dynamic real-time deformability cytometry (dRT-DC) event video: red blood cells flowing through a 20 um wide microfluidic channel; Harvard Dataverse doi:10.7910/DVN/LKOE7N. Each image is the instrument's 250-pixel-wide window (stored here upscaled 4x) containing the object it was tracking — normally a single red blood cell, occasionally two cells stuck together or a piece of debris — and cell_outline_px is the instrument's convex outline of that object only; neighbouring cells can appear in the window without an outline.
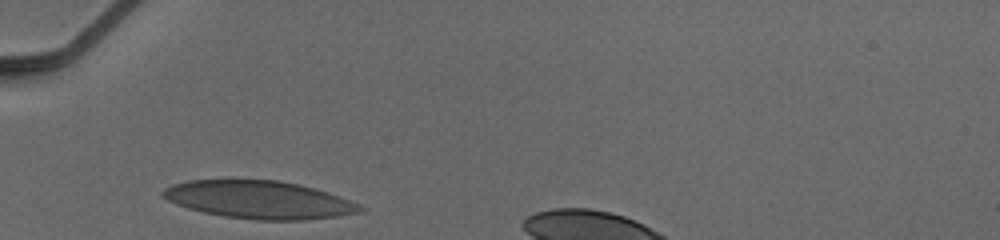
{"species": "human", "species_latin": "Homo sapiens", "temperature_condition": "cold", "stored_images_in_passage": 26, "camera_frame_rate_fps": 3000, "um_per_image_px": 0.085, "donor": {"sex": "male"}, "frame": {"image": 1, "passage_image": 1, "time_ms": 0.0, "image_size_px": [1000, 240], "cell_outline_px": [[364, 208], [360, 212], [336, 216], [300, 220], [256, 220], [224, 216], [204, 212], [188, 208], [176, 204], [160, 196], [160, 192], [164, 188], [172, 184], [188, 180], [228, 176], [280, 180], [328, 192], [348, 200]], "centroid_in_image_um": [21.88, 16.92], "position_along_channel_um": 63.1, "area_um2": 44.39}}
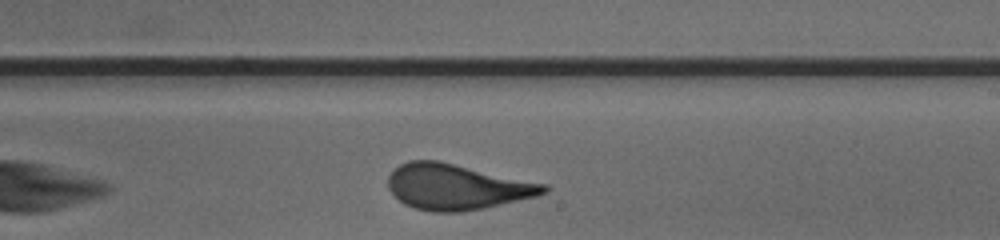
{"frame": {"image": 2, "passage_image": 16, "time_ms": 5.0, "image_size_px": [1000, 240], "cell_outline_px": [[548, 192], [536, 196], [484, 208], [460, 212], [432, 212], [416, 208], [404, 204], [388, 188], [388, 176], [400, 164], [408, 160], [440, 160], [548, 184]], "centroid_in_image_um": [38.84, 15.87], "position_along_channel_um": 250.2, "area_um2": 41.5}}
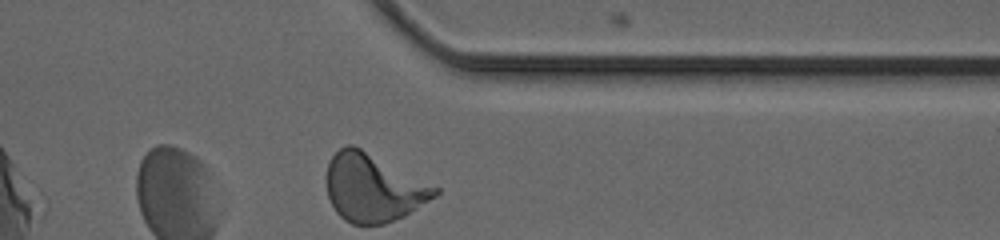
{"frame": {"image": 3, "passage_image": 26, "time_ms": 8.333, "image_size_px": [1000, 240], "cell_outline_px": [[440, 192], [436, 196], [404, 216], [384, 224], [352, 224], [344, 220], [336, 212], [328, 196], [324, 180], [328, 160], [340, 148], [348, 144], [352, 144], [440, 188]], "centroid_in_image_um": [31.68, 15.96], "position_along_channel_um": 379.7, "area_um2": 42.95}, "authors_computed_cell_mechanics": {"area_um2": 41.5004, "velocity_mm_per_s": 3.9201, "shape_relaxation_time_tau1_ms": 7.478, "shape_relaxation_time_tau2_ms": null, "deformation_change_tau1": 0.2312, "deformation_change_tau2": null}}